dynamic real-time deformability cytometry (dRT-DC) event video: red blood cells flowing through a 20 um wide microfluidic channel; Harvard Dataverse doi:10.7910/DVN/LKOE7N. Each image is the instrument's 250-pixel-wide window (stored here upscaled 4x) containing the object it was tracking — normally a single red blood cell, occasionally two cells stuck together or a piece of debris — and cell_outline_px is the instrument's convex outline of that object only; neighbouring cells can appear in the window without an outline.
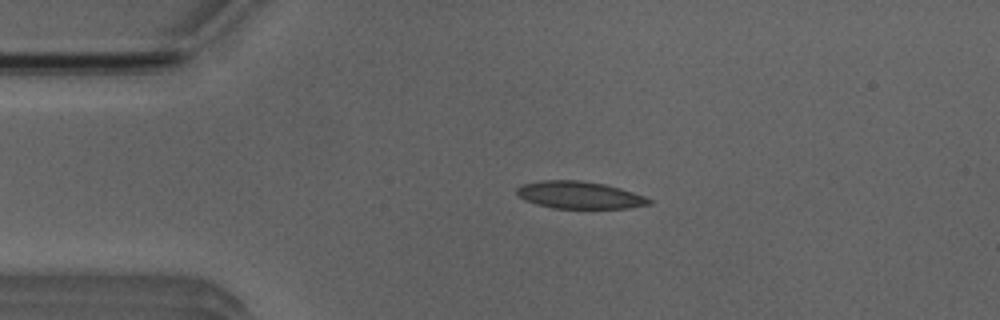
{"species": "Egyptian fruit bat (a non-hibernating species)", "species_latin": "Rousettus aegyptiacus", "temperature_condition": "room temperature", "stored_images_in_passage": 4, "camera_frame_rate_fps": 3000, "um_per_image_px": 0.085, "animal": {"sex": "male"}, "frame": {"image": 1, "passage_image": 2, "time_ms": 1.333, "image_size_px": [1000, 320], "cell_outline_px": [[652, 204], [628, 208], [552, 208], [536, 204], [524, 200], [516, 192], [516, 188], [524, 184], [540, 180], [580, 180], [604, 184], [620, 188], [644, 196], [652, 200]], "centroid_in_image_um": [49.25, 16.58], "position_along_channel_um": 35.8, "area_um2": 20.98}}